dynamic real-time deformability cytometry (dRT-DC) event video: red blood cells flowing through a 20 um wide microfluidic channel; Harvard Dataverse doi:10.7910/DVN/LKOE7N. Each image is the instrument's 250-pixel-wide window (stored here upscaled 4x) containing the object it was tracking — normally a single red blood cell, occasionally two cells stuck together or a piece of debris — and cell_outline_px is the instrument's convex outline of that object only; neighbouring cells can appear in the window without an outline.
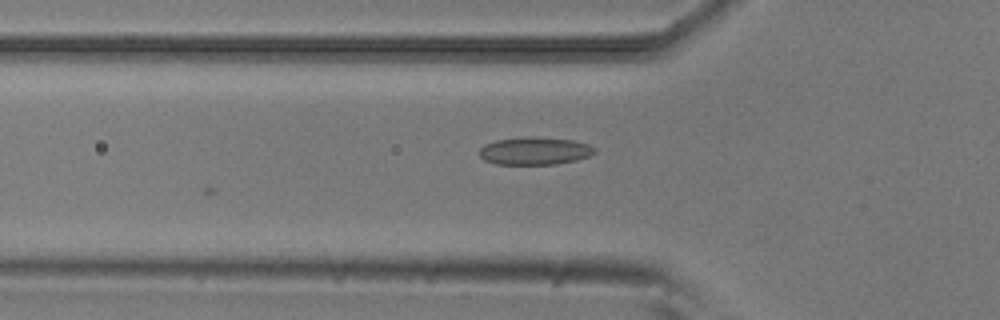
{"species": "common noctule bat (a hibernating species)", "species_latin": "Nyctalus noctula", "temperature_condition": "room temperature", "stored_images_in_passage": 6, "camera_frame_rate_fps": 3000, "um_per_image_px": 0.085, "animal": {"sex": "male", "body_mass_g": 20.5, "forearm_length_mm": 52.5}, "frame": {"image": 1, "passage_image": 6, "time_ms": 1.667, "image_size_px": [1000, 320], "cell_outline_px": [[596, 152], [588, 156], [576, 160], [556, 164], [496, 164], [484, 160], [480, 156], [480, 148], [484, 144], [496, 140], [524, 136], [532, 136], [572, 140], [588, 144], [596, 148]], "centroid_in_image_um": [45.44, 12.82], "position_along_channel_um": 80.4, "area_um2": 18.67}}